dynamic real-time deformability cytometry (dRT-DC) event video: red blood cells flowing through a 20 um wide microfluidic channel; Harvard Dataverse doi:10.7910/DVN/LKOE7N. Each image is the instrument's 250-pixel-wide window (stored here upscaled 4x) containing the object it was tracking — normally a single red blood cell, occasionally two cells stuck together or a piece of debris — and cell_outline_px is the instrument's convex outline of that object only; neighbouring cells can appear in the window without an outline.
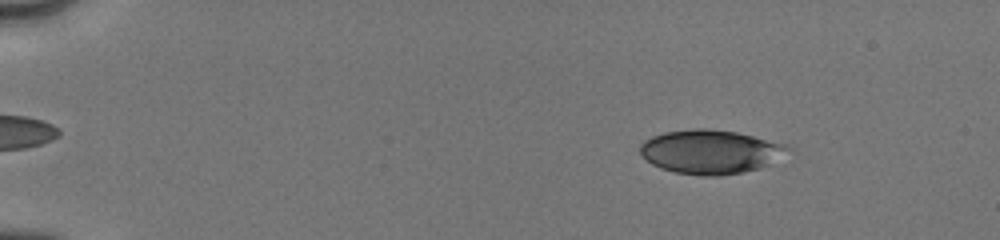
{"species": "human", "species_latin": "Homo sapiens", "temperature_condition": "cold", "stored_images_in_passage": 33, "camera_frame_rate_fps": 3000, "um_per_image_px": 0.085, "donor": {"sex": "male"}, "frame": {"image": 1, "passage_image": 4, "time_ms": 2.0, "image_size_px": [1000, 240], "cell_outline_px": [[792, 148], [768, 164], [760, 168], [744, 172], [720, 176], [700, 176], [676, 172], [660, 168], [652, 164], [640, 152], [640, 144], [644, 140], [652, 136], [664, 132], [692, 128], [708, 128], [736, 132], [788, 144]], "centroid_in_image_um": [60.38, 12.89], "position_along_channel_um": 24.6, "area_um2": 37.86}}
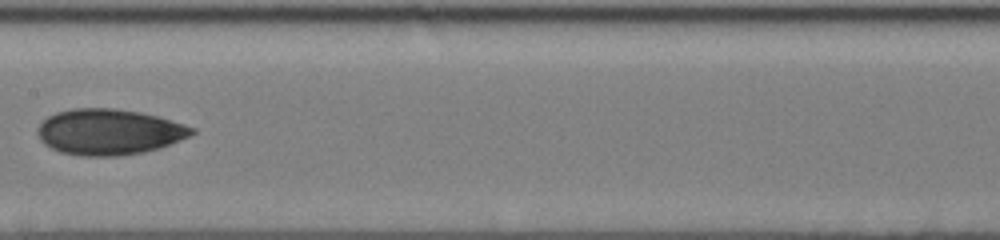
{"frame": {"image": 2, "passage_image": 21, "time_ms": 9.0, "image_size_px": [1000, 240], "cell_outline_px": [[196, 132], [180, 140], [160, 148], [144, 152], [120, 156], [80, 156], [60, 152], [44, 144], [40, 140], [36, 132], [36, 128], [48, 116], [56, 112], [72, 108], [116, 108], [140, 112], [156, 116], [184, 124], [196, 128]], "centroid_in_image_um": [9.25, 11.21], "position_along_channel_um": 198.2, "area_um2": 41.38}}
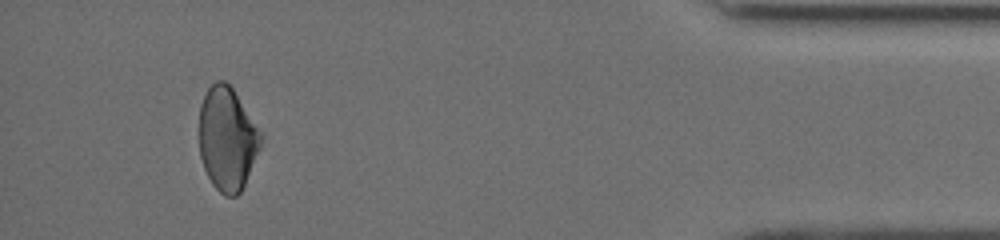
{"frame": {"image": 3, "passage_image": 32, "time_ms": 15.667, "image_size_px": [1000, 240], "cell_outline_px": [[264, 136], [260, 148], [244, 184], [240, 192], [236, 196], [224, 196], [212, 184], [204, 168], [200, 156], [200, 104], [208, 88], [216, 80], [224, 80], [232, 88]], "centroid_in_image_um": [19.32, 11.8], "position_along_channel_um": 415.9, "area_um2": 36.88}, "authors_computed_cell_mechanics": {"area_um2": 38.6104, "velocity_mm_per_s": 4.0295, "shape_relaxation_time_tau1_ms": 3.6569, "shape_relaxation_time_tau2_ms": null, "deformation_change_tau1": 0.1143, "deformation_change_tau2": null}}